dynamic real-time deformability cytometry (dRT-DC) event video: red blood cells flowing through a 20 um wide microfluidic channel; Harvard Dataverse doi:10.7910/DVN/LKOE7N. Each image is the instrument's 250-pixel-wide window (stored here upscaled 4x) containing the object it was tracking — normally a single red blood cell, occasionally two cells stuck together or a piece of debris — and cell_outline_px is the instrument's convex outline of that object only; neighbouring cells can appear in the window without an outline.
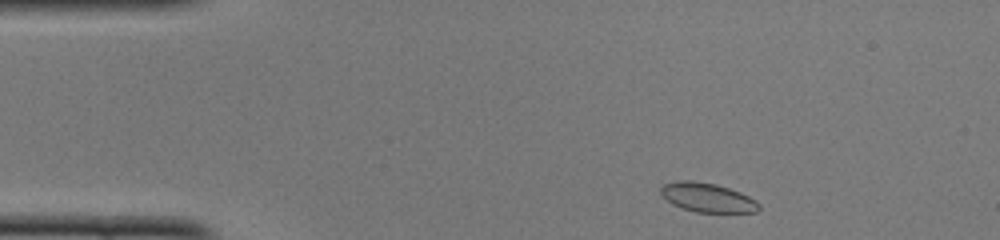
{"species": "common noctule bat (a hibernating species)", "species_latin": "Nyctalus noctula", "temperature_condition": "cold", "stored_images_in_passage": 43, "camera_frame_rate_fps": 3000, "um_per_image_px": 0.085, "animal": {"sex": "female", "body_mass_g": 22.0, "forearm_length_mm": 56.7}, "frame": {"image": 1, "passage_image": 1, "time_ms": 0.0, "image_size_px": [1000, 240], "cell_outline_px": [[760, 208], [756, 212], [696, 212], [672, 204], [660, 192], [660, 188], [664, 184], [676, 180], [692, 180], [716, 184], [740, 192], [756, 200], [760, 204]], "centroid_in_image_um": [60.14, 16.78], "position_along_channel_um": 24.9, "area_um2": 16.59}}
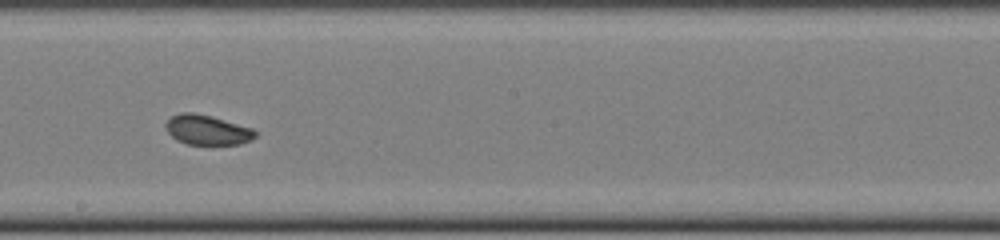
{"frame": {"image": 2, "passage_image": 21, "time_ms": 6.667, "image_size_px": [1000, 240], "cell_outline_px": [[256, 136], [252, 140], [240, 144], [188, 144], [176, 140], [168, 132], [164, 124], [172, 116], [180, 112], [192, 112], [212, 116], [252, 128], [256, 132]], "centroid_in_image_um": [17.61, 11.04], "position_along_channel_um": 230.6, "area_um2": 15.55}}
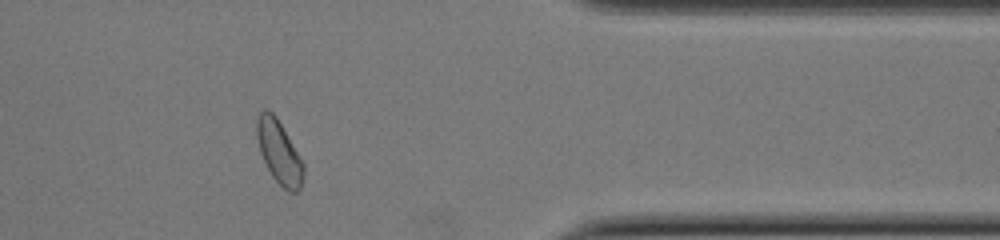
{"frame": {"image": 3, "passage_image": 34, "time_ms": 11.0, "image_size_px": [1000, 240], "cell_outline_px": [[304, 176], [300, 188], [296, 192], [288, 192], [272, 176], [260, 152], [256, 136], [256, 116], [264, 108], [268, 108], [276, 116], [304, 164]], "centroid_in_image_um": [23.7, 12.9], "position_along_channel_um": 387.7, "area_um2": 17.11}, "authors_computed_cell_mechanics": {"area_um2": 16.2996, "velocity_mm_per_s": 4.0617, "shape_relaxation_time_tau1_ms": 6.8157, "shape_relaxation_time_tau2_ms": 2.646, "deformation_change_tau1": 0.0762, "deformation_change_tau2": 0.0435}}